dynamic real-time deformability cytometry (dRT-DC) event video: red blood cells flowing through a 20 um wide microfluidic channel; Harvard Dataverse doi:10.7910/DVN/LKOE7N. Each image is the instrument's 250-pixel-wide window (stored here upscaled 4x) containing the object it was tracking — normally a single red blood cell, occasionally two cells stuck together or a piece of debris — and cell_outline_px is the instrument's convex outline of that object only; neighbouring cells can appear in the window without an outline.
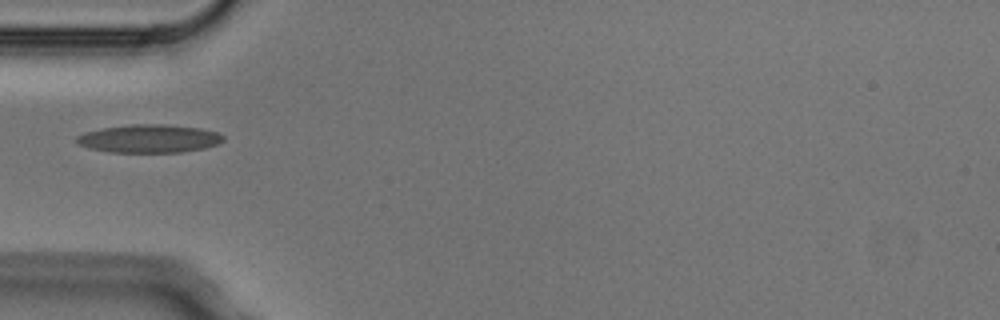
{"species": "Egyptian fruit bat (a non-hibernating species)", "species_latin": "Rousettus aegyptiacus", "temperature_condition": "cold", "stored_images_in_passage": 2, "camera_frame_rate_fps": 3000, "um_per_image_px": 0.085, "animal": {"sex": "male"}, "frame": {"image": 1, "passage_image": 1, "time_ms": 0.0, "image_size_px": [1000, 320], "cell_outline_px": [[224, 140], [216, 144], [204, 148], [180, 152], [108, 152], [92, 148], [80, 144], [76, 140], [76, 136], [84, 132], [100, 128], [132, 124], [164, 124], [200, 128], [216, 132], [224, 136]], "centroid_in_image_um": [12.67, 11.77], "position_along_channel_um": 72.3, "area_um2": 23.93}}